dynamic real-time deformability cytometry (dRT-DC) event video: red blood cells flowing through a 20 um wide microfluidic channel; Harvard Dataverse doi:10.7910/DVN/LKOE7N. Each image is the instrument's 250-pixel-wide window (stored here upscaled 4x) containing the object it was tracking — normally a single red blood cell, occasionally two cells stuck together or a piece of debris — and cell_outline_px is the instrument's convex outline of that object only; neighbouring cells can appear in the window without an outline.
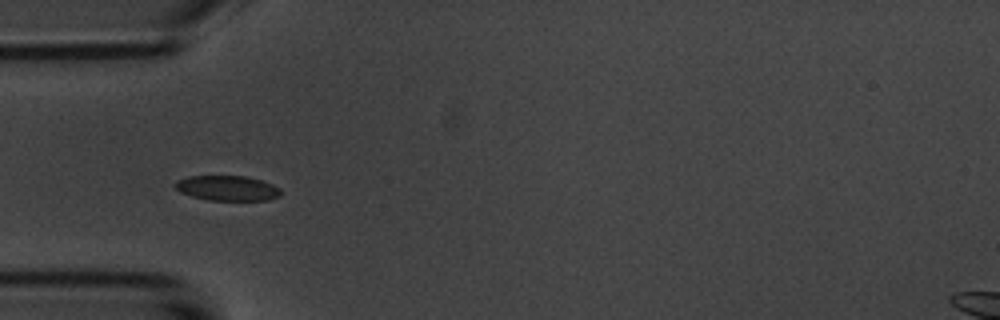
{"species": "common noctule bat (a hibernating species)", "species_latin": "Nyctalus noctula", "temperature_condition": "room temperature", "stored_images_in_passage": 7, "camera_frame_rate_fps": 3000, "um_per_image_px": 0.085, "animal": {"sex": "male", "body_mass_g": 20.1, "forearm_length_mm": 53.5}, "frame": {"image": 1, "passage_image": 6, "time_ms": 5.667, "image_size_px": [1000, 320], "cell_outline_px": [[280, 196], [268, 200], [208, 200], [192, 196], [180, 192], [172, 184], [176, 180], [188, 176], [244, 176], [260, 180], [272, 184], [280, 188]], "centroid_in_image_um": [19.29, 15.99], "position_along_channel_um": 65.7, "area_um2": 15.43}}